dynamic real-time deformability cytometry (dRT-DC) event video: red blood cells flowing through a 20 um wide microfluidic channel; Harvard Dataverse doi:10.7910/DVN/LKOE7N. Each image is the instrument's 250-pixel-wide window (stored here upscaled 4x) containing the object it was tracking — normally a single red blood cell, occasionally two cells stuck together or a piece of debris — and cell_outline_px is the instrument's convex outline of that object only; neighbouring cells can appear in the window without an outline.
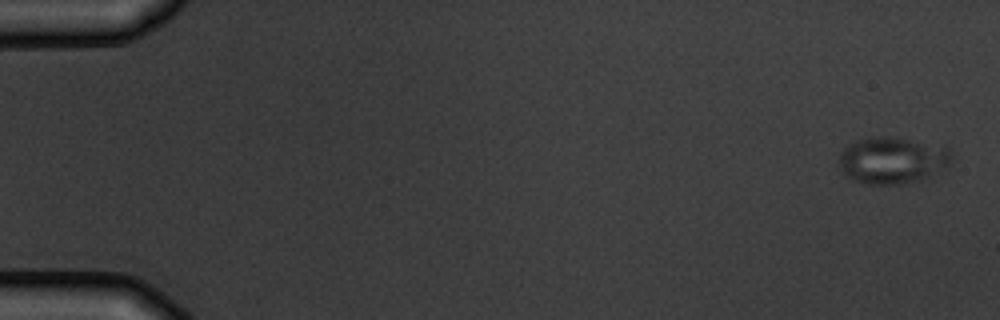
{"species": "common noctule bat (a hibernating species)", "species_latin": "Nyctalus noctula", "temperature_condition": "warm", "stored_images_in_passage": 5, "camera_frame_rate_fps": 3000, "um_per_image_px": 0.085, "animal": {"sex": "male", "body_mass_g": 19.5, "forearm_length_mm": 54.6}, "frame": {"image": 1, "passage_image": 1, "time_ms": 0.0, "image_size_px": [1000, 320], "cell_outline_px": [[952, 160], [944, 168], [928, 176], [904, 184], [868, 184], [852, 180], [844, 176], [840, 168], [840, 152], [848, 144], [856, 140], [868, 136], [888, 136], [948, 148], [952, 156]], "centroid_in_image_um": [75.77, 13.62], "position_along_channel_um": 9.2, "area_um2": 30.4}}